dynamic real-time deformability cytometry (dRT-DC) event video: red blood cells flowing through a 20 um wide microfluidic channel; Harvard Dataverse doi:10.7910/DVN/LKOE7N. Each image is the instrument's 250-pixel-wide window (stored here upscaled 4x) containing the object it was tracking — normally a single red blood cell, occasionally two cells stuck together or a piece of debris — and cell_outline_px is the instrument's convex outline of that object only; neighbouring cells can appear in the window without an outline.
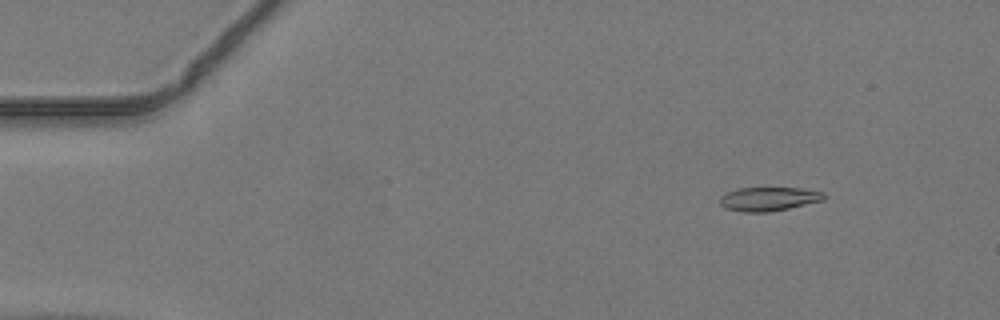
{"species": "common noctule bat (a hibernating species)", "species_latin": "Nyctalus noctula", "temperature_condition": "warm", "stored_images_in_passage": 43, "camera_frame_rate_fps": 3000, "um_per_image_px": 0.085, "animal": {"sex": "male", "body_mass_g": 19.2, "forearm_length_mm": 51.8}, "frame": {"image": 1, "passage_image": 6, "time_ms": 1.667, "image_size_px": [1000, 320], "cell_outline_px": [[824, 200], [788, 208], [768, 212], [740, 212], [724, 208], [720, 204], [720, 196], [736, 188], [804, 188], [824, 192]], "centroid_in_image_um": [65.31, 16.91], "position_along_channel_um": 19.7, "area_um2": 14.51}}
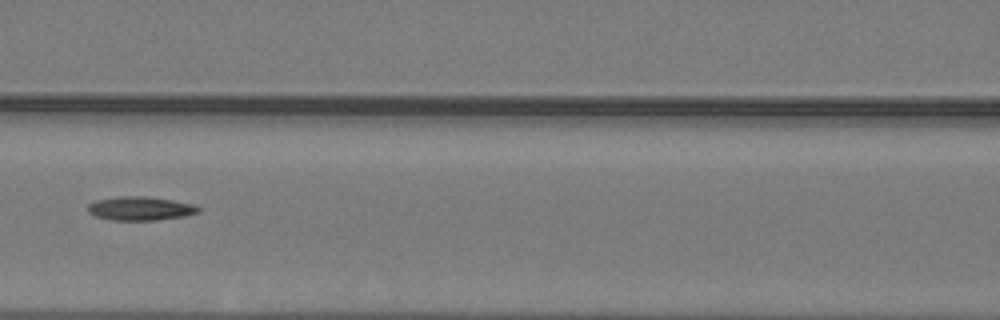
{"frame": {"image": 2, "passage_image": 22, "time_ms": 7.0, "image_size_px": [1000, 320], "cell_outline_px": [[200, 212], [184, 216], [156, 220], [112, 220], [96, 216], [88, 212], [88, 204], [96, 200], [124, 196], [144, 196], [172, 200], [192, 204], [200, 208]], "centroid_in_image_um": [11.93, 17.72], "position_along_channel_um": 154.7, "area_um2": 15.14}}
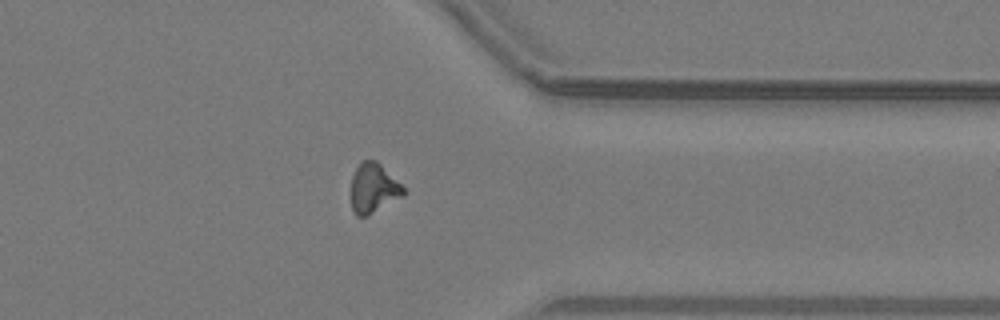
{"frame": {"image": 3, "passage_image": 38, "time_ms": 12.333, "image_size_px": [1000, 320], "cell_outline_px": [[408, 192], [404, 196], [368, 216], [356, 216], [352, 212], [352, 176], [360, 160], [376, 160]], "centroid_in_image_um": [31.75, 16.02], "position_along_channel_um": 379.7, "area_um2": 15.2}}